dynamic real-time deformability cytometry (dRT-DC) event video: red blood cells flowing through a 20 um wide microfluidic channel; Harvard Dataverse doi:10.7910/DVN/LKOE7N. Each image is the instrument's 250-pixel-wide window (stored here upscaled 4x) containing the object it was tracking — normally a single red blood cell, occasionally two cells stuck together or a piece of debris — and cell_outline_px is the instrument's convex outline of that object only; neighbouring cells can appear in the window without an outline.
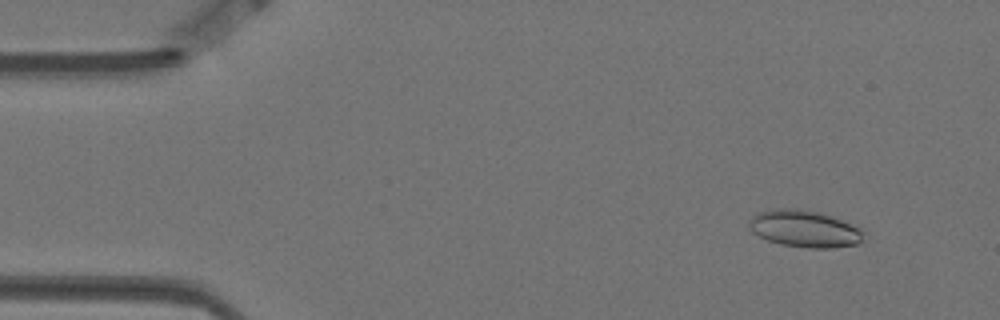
{"species": "Egyptian fruit bat (a non-hibernating species)", "species_latin": "Rousettus aegyptiacus", "temperature_condition": "warm", "stored_images_in_passage": 56, "camera_frame_rate_fps": 3000, "um_per_image_px": 0.085, "animal": {"sex": "female"}, "frame": {"image": 1, "passage_image": 4, "time_ms": 1.0, "image_size_px": [1000, 320], "cell_outline_px": [[864, 232], [860, 240], [856, 244], [832, 248], [808, 248], [780, 244], [768, 240], [752, 232], [748, 224], [748, 220], [756, 212], [772, 208], [796, 208], [820, 212], [832, 216], [860, 228]], "centroid_in_image_um": [68.33, 19.42], "position_along_channel_um": 16.7, "area_um2": 24.74}}
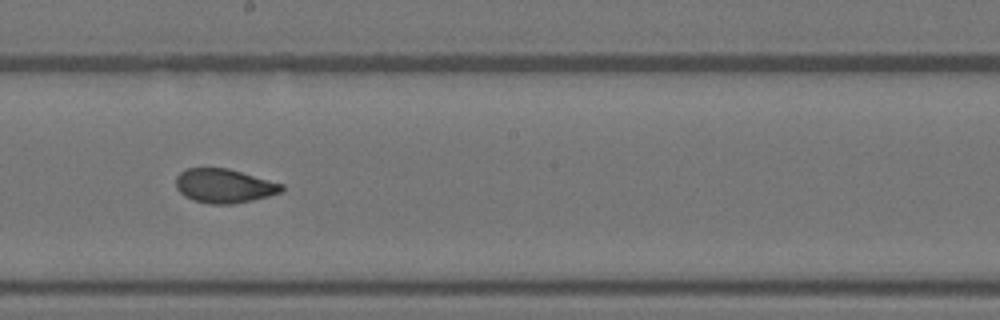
{"frame": {"image": 2, "passage_image": 30, "time_ms": 9.667, "image_size_px": [1000, 320], "cell_outline_px": [[284, 188], [280, 192], [268, 196], [252, 200], [232, 204], [208, 204], [192, 200], [184, 196], [176, 188], [176, 176], [180, 172], [188, 168], [228, 168], [284, 184]], "centroid_in_image_um": [19.03, 15.8], "position_along_channel_um": 229.2, "area_um2": 21.04}}
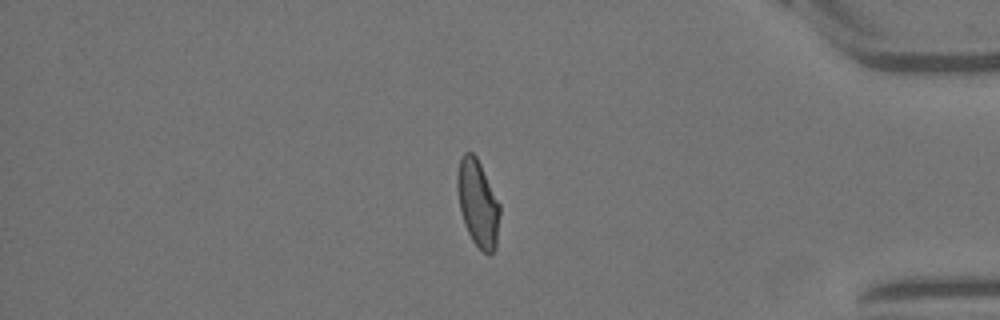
{"frame": {"image": 3, "passage_image": 47, "time_ms": 15.333, "image_size_px": [1000, 320], "cell_outline_px": [[500, 212], [496, 248], [488, 256], [472, 240], [464, 224], [460, 208], [456, 188], [456, 176], [460, 160], [464, 152], [472, 152], [476, 156], [500, 204]], "centroid_in_image_um": [40.61, 17.28], "position_along_channel_um": 394.6, "area_um2": 21.44}, "authors_computed_cell_mechanics": {"area_um2": 21.8773, "velocity_mm_per_s": 3.5103, "shape_relaxation_time_tau1_ms": 8.1234, "shape_relaxation_time_tau2_ms": 1.4588, "deformation_change_tau1": 0.1718, "deformation_change_tau2": 0.0618}}